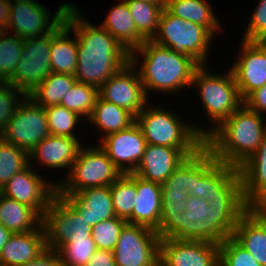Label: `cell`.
<instances>
[{
    "mask_svg": "<svg viewBox=\"0 0 266 266\" xmlns=\"http://www.w3.org/2000/svg\"><path fill=\"white\" fill-rule=\"evenodd\" d=\"M10 4L11 1L9 0H0V26L5 30L9 21Z\"/></svg>",
    "mask_w": 266,
    "mask_h": 266,
    "instance_id": "49",
    "label": "cell"
},
{
    "mask_svg": "<svg viewBox=\"0 0 266 266\" xmlns=\"http://www.w3.org/2000/svg\"><path fill=\"white\" fill-rule=\"evenodd\" d=\"M139 1H145V2L152 3L154 5H160L163 8H166V5H167V0H139Z\"/></svg>",
    "mask_w": 266,
    "mask_h": 266,
    "instance_id": "51",
    "label": "cell"
},
{
    "mask_svg": "<svg viewBox=\"0 0 266 266\" xmlns=\"http://www.w3.org/2000/svg\"><path fill=\"white\" fill-rule=\"evenodd\" d=\"M22 266H63L57 250L46 249L35 260Z\"/></svg>",
    "mask_w": 266,
    "mask_h": 266,
    "instance_id": "46",
    "label": "cell"
},
{
    "mask_svg": "<svg viewBox=\"0 0 266 266\" xmlns=\"http://www.w3.org/2000/svg\"><path fill=\"white\" fill-rule=\"evenodd\" d=\"M130 63L138 70L148 98L149 91L177 95L190 88L201 66L193 57L178 54L152 40H146L130 54Z\"/></svg>",
    "mask_w": 266,
    "mask_h": 266,
    "instance_id": "2",
    "label": "cell"
},
{
    "mask_svg": "<svg viewBox=\"0 0 266 266\" xmlns=\"http://www.w3.org/2000/svg\"><path fill=\"white\" fill-rule=\"evenodd\" d=\"M127 220L113 217L92 226L91 237L99 250L113 251Z\"/></svg>",
    "mask_w": 266,
    "mask_h": 266,
    "instance_id": "41",
    "label": "cell"
},
{
    "mask_svg": "<svg viewBox=\"0 0 266 266\" xmlns=\"http://www.w3.org/2000/svg\"><path fill=\"white\" fill-rule=\"evenodd\" d=\"M239 57L230 67L244 101L266 84V41H241ZM241 52V53H240Z\"/></svg>",
    "mask_w": 266,
    "mask_h": 266,
    "instance_id": "18",
    "label": "cell"
},
{
    "mask_svg": "<svg viewBox=\"0 0 266 266\" xmlns=\"http://www.w3.org/2000/svg\"><path fill=\"white\" fill-rule=\"evenodd\" d=\"M98 96L97 87L76 81L70 91L63 96L60 105L88 120Z\"/></svg>",
    "mask_w": 266,
    "mask_h": 266,
    "instance_id": "35",
    "label": "cell"
},
{
    "mask_svg": "<svg viewBox=\"0 0 266 266\" xmlns=\"http://www.w3.org/2000/svg\"><path fill=\"white\" fill-rule=\"evenodd\" d=\"M102 138L99 146L107 153L115 167L122 174L134 173L147 146L139 125L135 122L127 129Z\"/></svg>",
    "mask_w": 266,
    "mask_h": 266,
    "instance_id": "19",
    "label": "cell"
},
{
    "mask_svg": "<svg viewBox=\"0 0 266 266\" xmlns=\"http://www.w3.org/2000/svg\"><path fill=\"white\" fill-rule=\"evenodd\" d=\"M247 210L264 226L266 229V205L262 202H255L247 205Z\"/></svg>",
    "mask_w": 266,
    "mask_h": 266,
    "instance_id": "48",
    "label": "cell"
},
{
    "mask_svg": "<svg viewBox=\"0 0 266 266\" xmlns=\"http://www.w3.org/2000/svg\"><path fill=\"white\" fill-rule=\"evenodd\" d=\"M166 9L183 20L201 25L213 36L216 31H223L219 18L207 0H167Z\"/></svg>",
    "mask_w": 266,
    "mask_h": 266,
    "instance_id": "31",
    "label": "cell"
},
{
    "mask_svg": "<svg viewBox=\"0 0 266 266\" xmlns=\"http://www.w3.org/2000/svg\"><path fill=\"white\" fill-rule=\"evenodd\" d=\"M29 165V153L0 137V190L17 172Z\"/></svg>",
    "mask_w": 266,
    "mask_h": 266,
    "instance_id": "37",
    "label": "cell"
},
{
    "mask_svg": "<svg viewBox=\"0 0 266 266\" xmlns=\"http://www.w3.org/2000/svg\"><path fill=\"white\" fill-rule=\"evenodd\" d=\"M99 96L128 110L135 117L149 101L139 72L130 62L99 88Z\"/></svg>",
    "mask_w": 266,
    "mask_h": 266,
    "instance_id": "17",
    "label": "cell"
},
{
    "mask_svg": "<svg viewBox=\"0 0 266 266\" xmlns=\"http://www.w3.org/2000/svg\"><path fill=\"white\" fill-rule=\"evenodd\" d=\"M80 141L77 138L50 134L29 152V164L32 166L36 161L35 164L40 167L61 171L67 169L68 175L82 147Z\"/></svg>",
    "mask_w": 266,
    "mask_h": 266,
    "instance_id": "21",
    "label": "cell"
},
{
    "mask_svg": "<svg viewBox=\"0 0 266 266\" xmlns=\"http://www.w3.org/2000/svg\"><path fill=\"white\" fill-rule=\"evenodd\" d=\"M49 135L45 108L26 96L0 137L29 153Z\"/></svg>",
    "mask_w": 266,
    "mask_h": 266,
    "instance_id": "12",
    "label": "cell"
},
{
    "mask_svg": "<svg viewBox=\"0 0 266 266\" xmlns=\"http://www.w3.org/2000/svg\"><path fill=\"white\" fill-rule=\"evenodd\" d=\"M85 266H116L113 251L96 249Z\"/></svg>",
    "mask_w": 266,
    "mask_h": 266,
    "instance_id": "47",
    "label": "cell"
},
{
    "mask_svg": "<svg viewBox=\"0 0 266 266\" xmlns=\"http://www.w3.org/2000/svg\"><path fill=\"white\" fill-rule=\"evenodd\" d=\"M247 210L244 199L206 201L189 196L187 207L177 217V235L173 239L221 244L233 236L240 216Z\"/></svg>",
    "mask_w": 266,
    "mask_h": 266,
    "instance_id": "3",
    "label": "cell"
},
{
    "mask_svg": "<svg viewBox=\"0 0 266 266\" xmlns=\"http://www.w3.org/2000/svg\"><path fill=\"white\" fill-rule=\"evenodd\" d=\"M91 236H74L57 249L63 266H85L96 250Z\"/></svg>",
    "mask_w": 266,
    "mask_h": 266,
    "instance_id": "38",
    "label": "cell"
},
{
    "mask_svg": "<svg viewBox=\"0 0 266 266\" xmlns=\"http://www.w3.org/2000/svg\"><path fill=\"white\" fill-rule=\"evenodd\" d=\"M43 227L46 233V246L57 250L70 237L91 236L92 226L59 194L49 204L43 216Z\"/></svg>",
    "mask_w": 266,
    "mask_h": 266,
    "instance_id": "15",
    "label": "cell"
},
{
    "mask_svg": "<svg viewBox=\"0 0 266 266\" xmlns=\"http://www.w3.org/2000/svg\"><path fill=\"white\" fill-rule=\"evenodd\" d=\"M206 65L195 72L191 87L198 88L203 109L206 111L212 127L207 129V137L217 129L243 103L234 76L230 70L226 73H210ZM223 74V75H222Z\"/></svg>",
    "mask_w": 266,
    "mask_h": 266,
    "instance_id": "6",
    "label": "cell"
},
{
    "mask_svg": "<svg viewBox=\"0 0 266 266\" xmlns=\"http://www.w3.org/2000/svg\"><path fill=\"white\" fill-rule=\"evenodd\" d=\"M70 5L71 2H61L55 15L51 16L48 8L36 0L11 1L9 21L5 31L21 39L50 34L64 21Z\"/></svg>",
    "mask_w": 266,
    "mask_h": 266,
    "instance_id": "11",
    "label": "cell"
},
{
    "mask_svg": "<svg viewBox=\"0 0 266 266\" xmlns=\"http://www.w3.org/2000/svg\"><path fill=\"white\" fill-rule=\"evenodd\" d=\"M77 7L71 4L64 17L77 37L78 60L74 76L78 82L99 89L130 62V54L101 25L84 19Z\"/></svg>",
    "mask_w": 266,
    "mask_h": 266,
    "instance_id": "1",
    "label": "cell"
},
{
    "mask_svg": "<svg viewBox=\"0 0 266 266\" xmlns=\"http://www.w3.org/2000/svg\"><path fill=\"white\" fill-rule=\"evenodd\" d=\"M244 103L252 110H255L262 116L266 113V84L252 92Z\"/></svg>",
    "mask_w": 266,
    "mask_h": 266,
    "instance_id": "45",
    "label": "cell"
},
{
    "mask_svg": "<svg viewBox=\"0 0 266 266\" xmlns=\"http://www.w3.org/2000/svg\"><path fill=\"white\" fill-rule=\"evenodd\" d=\"M24 39L5 31L0 36V82H7L21 60Z\"/></svg>",
    "mask_w": 266,
    "mask_h": 266,
    "instance_id": "39",
    "label": "cell"
},
{
    "mask_svg": "<svg viewBox=\"0 0 266 266\" xmlns=\"http://www.w3.org/2000/svg\"><path fill=\"white\" fill-rule=\"evenodd\" d=\"M219 266H261L233 237L219 244Z\"/></svg>",
    "mask_w": 266,
    "mask_h": 266,
    "instance_id": "42",
    "label": "cell"
},
{
    "mask_svg": "<svg viewBox=\"0 0 266 266\" xmlns=\"http://www.w3.org/2000/svg\"><path fill=\"white\" fill-rule=\"evenodd\" d=\"M4 32H5V29H4L2 26H0V36H1Z\"/></svg>",
    "mask_w": 266,
    "mask_h": 266,
    "instance_id": "53",
    "label": "cell"
},
{
    "mask_svg": "<svg viewBox=\"0 0 266 266\" xmlns=\"http://www.w3.org/2000/svg\"><path fill=\"white\" fill-rule=\"evenodd\" d=\"M137 31L146 39L156 35L163 7L139 0H125Z\"/></svg>",
    "mask_w": 266,
    "mask_h": 266,
    "instance_id": "34",
    "label": "cell"
},
{
    "mask_svg": "<svg viewBox=\"0 0 266 266\" xmlns=\"http://www.w3.org/2000/svg\"><path fill=\"white\" fill-rule=\"evenodd\" d=\"M62 196L86 221L94 226L116 217L110 186L88 187L71 195Z\"/></svg>",
    "mask_w": 266,
    "mask_h": 266,
    "instance_id": "23",
    "label": "cell"
},
{
    "mask_svg": "<svg viewBox=\"0 0 266 266\" xmlns=\"http://www.w3.org/2000/svg\"><path fill=\"white\" fill-rule=\"evenodd\" d=\"M47 249L43 224L30 232L12 233L0 254V266H22Z\"/></svg>",
    "mask_w": 266,
    "mask_h": 266,
    "instance_id": "24",
    "label": "cell"
},
{
    "mask_svg": "<svg viewBox=\"0 0 266 266\" xmlns=\"http://www.w3.org/2000/svg\"><path fill=\"white\" fill-rule=\"evenodd\" d=\"M261 266H266V229L246 210L238 219L232 236Z\"/></svg>",
    "mask_w": 266,
    "mask_h": 266,
    "instance_id": "30",
    "label": "cell"
},
{
    "mask_svg": "<svg viewBox=\"0 0 266 266\" xmlns=\"http://www.w3.org/2000/svg\"><path fill=\"white\" fill-rule=\"evenodd\" d=\"M49 134L79 138L75 135V128L81 121V116L61 105L45 108Z\"/></svg>",
    "mask_w": 266,
    "mask_h": 266,
    "instance_id": "40",
    "label": "cell"
},
{
    "mask_svg": "<svg viewBox=\"0 0 266 266\" xmlns=\"http://www.w3.org/2000/svg\"><path fill=\"white\" fill-rule=\"evenodd\" d=\"M193 180L194 154L182 162L161 184V221L156 230L160 239H173L177 235V217L185 211L188 197L192 196Z\"/></svg>",
    "mask_w": 266,
    "mask_h": 266,
    "instance_id": "10",
    "label": "cell"
},
{
    "mask_svg": "<svg viewBox=\"0 0 266 266\" xmlns=\"http://www.w3.org/2000/svg\"><path fill=\"white\" fill-rule=\"evenodd\" d=\"M11 234L12 233L0 223V254Z\"/></svg>",
    "mask_w": 266,
    "mask_h": 266,
    "instance_id": "50",
    "label": "cell"
},
{
    "mask_svg": "<svg viewBox=\"0 0 266 266\" xmlns=\"http://www.w3.org/2000/svg\"><path fill=\"white\" fill-rule=\"evenodd\" d=\"M242 196L248 205L266 199V135L257 151L239 167Z\"/></svg>",
    "mask_w": 266,
    "mask_h": 266,
    "instance_id": "26",
    "label": "cell"
},
{
    "mask_svg": "<svg viewBox=\"0 0 266 266\" xmlns=\"http://www.w3.org/2000/svg\"><path fill=\"white\" fill-rule=\"evenodd\" d=\"M74 75L52 72L29 95L38 105L46 108L60 105L76 82Z\"/></svg>",
    "mask_w": 266,
    "mask_h": 266,
    "instance_id": "33",
    "label": "cell"
},
{
    "mask_svg": "<svg viewBox=\"0 0 266 266\" xmlns=\"http://www.w3.org/2000/svg\"><path fill=\"white\" fill-rule=\"evenodd\" d=\"M42 222L34 209L0 193V223L11 233L37 230Z\"/></svg>",
    "mask_w": 266,
    "mask_h": 266,
    "instance_id": "29",
    "label": "cell"
},
{
    "mask_svg": "<svg viewBox=\"0 0 266 266\" xmlns=\"http://www.w3.org/2000/svg\"><path fill=\"white\" fill-rule=\"evenodd\" d=\"M70 35L73 38L70 39ZM77 60V37L75 32L63 21L52 32L50 48L52 72L74 75L77 69Z\"/></svg>",
    "mask_w": 266,
    "mask_h": 266,
    "instance_id": "28",
    "label": "cell"
},
{
    "mask_svg": "<svg viewBox=\"0 0 266 266\" xmlns=\"http://www.w3.org/2000/svg\"><path fill=\"white\" fill-rule=\"evenodd\" d=\"M152 266H168L161 258H159Z\"/></svg>",
    "mask_w": 266,
    "mask_h": 266,
    "instance_id": "52",
    "label": "cell"
},
{
    "mask_svg": "<svg viewBox=\"0 0 266 266\" xmlns=\"http://www.w3.org/2000/svg\"><path fill=\"white\" fill-rule=\"evenodd\" d=\"M266 120L243 103L206 139L219 162L239 167L259 148L266 135Z\"/></svg>",
    "mask_w": 266,
    "mask_h": 266,
    "instance_id": "4",
    "label": "cell"
},
{
    "mask_svg": "<svg viewBox=\"0 0 266 266\" xmlns=\"http://www.w3.org/2000/svg\"><path fill=\"white\" fill-rule=\"evenodd\" d=\"M110 8L101 26L106 29L131 54L138 49L146 39L137 31L132 15L125 0H118Z\"/></svg>",
    "mask_w": 266,
    "mask_h": 266,
    "instance_id": "27",
    "label": "cell"
},
{
    "mask_svg": "<svg viewBox=\"0 0 266 266\" xmlns=\"http://www.w3.org/2000/svg\"><path fill=\"white\" fill-rule=\"evenodd\" d=\"M116 217L127 220L134 208L136 191V175L134 173L122 174L110 186Z\"/></svg>",
    "mask_w": 266,
    "mask_h": 266,
    "instance_id": "36",
    "label": "cell"
},
{
    "mask_svg": "<svg viewBox=\"0 0 266 266\" xmlns=\"http://www.w3.org/2000/svg\"><path fill=\"white\" fill-rule=\"evenodd\" d=\"M213 38L214 36L206 28L183 20L164 8L157 33L152 41L178 54L193 57L201 65H208L209 49Z\"/></svg>",
    "mask_w": 266,
    "mask_h": 266,
    "instance_id": "8",
    "label": "cell"
},
{
    "mask_svg": "<svg viewBox=\"0 0 266 266\" xmlns=\"http://www.w3.org/2000/svg\"><path fill=\"white\" fill-rule=\"evenodd\" d=\"M136 191L132 215L127 222L157 230L162 211L161 184L146 181L136 175Z\"/></svg>",
    "mask_w": 266,
    "mask_h": 266,
    "instance_id": "25",
    "label": "cell"
},
{
    "mask_svg": "<svg viewBox=\"0 0 266 266\" xmlns=\"http://www.w3.org/2000/svg\"><path fill=\"white\" fill-rule=\"evenodd\" d=\"M160 240L156 230L127 223L113 250L116 266H152L160 257Z\"/></svg>",
    "mask_w": 266,
    "mask_h": 266,
    "instance_id": "14",
    "label": "cell"
},
{
    "mask_svg": "<svg viewBox=\"0 0 266 266\" xmlns=\"http://www.w3.org/2000/svg\"><path fill=\"white\" fill-rule=\"evenodd\" d=\"M160 105L144 107L136 116L147 144L181 149L188 157L205 145L207 129L178 118L176 113Z\"/></svg>",
    "mask_w": 266,
    "mask_h": 266,
    "instance_id": "5",
    "label": "cell"
},
{
    "mask_svg": "<svg viewBox=\"0 0 266 266\" xmlns=\"http://www.w3.org/2000/svg\"><path fill=\"white\" fill-rule=\"evenodd\" d=\"M187 158L179 148L147 144L134 174L146 181L162 184Z\"/></svg>",
    "mask_w": 266,
    "mask_h": 266,
    "instance_id": "22",
    "label": "cell"
},
{
    "mask_svg": "<svg viewBox=\"0 0 266 266\" xmlns=\"http://www.w3.org/2000/svg\"><path fill=\"white\" fill-rule=\"evenodd\" d=\"M192 196L207 202L215 199H243L239 168L219 162L204 145L194 154Z\"/></svg>",
    "mask_w": 266,
    "mask_h": 266,
    "instance_id": "7",
    "label": "cell"
},
{
    "mask_svg": "<svg viewBox=\"0 0 266 266\" xmlns=\"http://www.w3.org/2000/svg\"><path fill=\"white\" fill-rule=\"evenodd\" d=\"M26 96L8 82H0V135Z\"/></svg>",
    "mask_w": 266,
    "mask_h": 266,
    "instance_id": "43",
    "label": "cell"
},
{
    "mask_svg": "<svg viewBox=\"0 0 266 266\" xmlns=\"http://www.w3.org/2000/svg\"><path fill=\"white\" fill-rule=\"evenodd\" d=\"M122 173L99 146H82L67 179L56 182L57 194L71 195L88 187L111 186Z\"/></svg>",
    "mask_w": 266,
    "mask_h": 266,
    "instance_id": "9",
    "label": "cell"
},
{
    "mask_svg": "<svg viewBox=\"0 0 266 266\" xmlns=\"http://www.w3.org/2000/svg\"><path fill=\"white\" fill-rule=\"evenodd\" d=\"M30 164L17 172L0 193L34 209L42 218L57 194V185L38 174ZM34 169V170H33Z\"/></svg>",
    "mask_w": 266,
    "mask_h": 266,
    "instance_id": "16",
    "label": "cell"
},
{
    "mask_svg": "<svg viewBox=\"0 0 266 266\" xmlns=\"http://www.w3.org/2000/svg\"><path fill=\"white\" fill-rule=\"evenodd\" d=\"M159 258L168 266H219V244L161 239Z\"/></svg>",
    "mask_w": 266,
    "mask_h": 266,
    "instance_id": "20",
    "label": "cell"
},
{
    "mask_svg": "<svg viewBox=\"0 0 266 266\" xmlns=\"http://www.w3.org/2000/svg\"><path fill=\"white\" fill-rule=\"evenodd\" d=\"M88 120L89 123L97 127V130L103 131V136L106 137L109 134L127 129L136 122V117L128 110L98 96L93 113Z\"/></svg>",
    "mask_w": 266,
    "mask_h": 266,
    "instance_id": "32",
    "label": "cell"
},
{
    "mask_svg": "<svg viewBox=\"0 0 266 266\" xmlns=\"http://www.w3.org/2000/svg\"><path fill=\"white\" fill-rule=\"evenodd\" d=\"M52 33L24 39L21 60L7 81L27 96L52 73L50 63Z\"/></svg>",
    "mask_w": 266,
    "mask_h": 266,
    "instance_id": "13",
    "label": "cell"
},
{
    "mask_svg": "<svg viewBox=\"0 0 266 266\" xmlns=\"http://www.w3.org/2000/svg\"><path fill=\"white\" fill-rule=\"evenodd\" d=\"M249 19L242 40L266 41V0H259Z\"/></svg>",
    "mask_w": 266,
    "mask_h": 266,
    "instance_id": "44",
    "label": "cell"
}]
</instances>
